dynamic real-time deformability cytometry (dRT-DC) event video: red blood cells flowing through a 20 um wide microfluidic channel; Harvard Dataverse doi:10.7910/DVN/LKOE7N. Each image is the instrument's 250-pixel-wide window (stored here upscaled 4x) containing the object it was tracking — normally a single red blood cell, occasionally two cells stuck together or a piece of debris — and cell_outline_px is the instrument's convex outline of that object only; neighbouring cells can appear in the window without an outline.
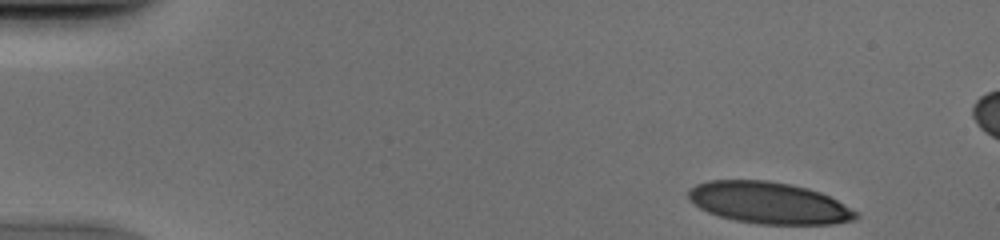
{"species": "human", "species_latin": "Homo sapiens", "temperature_condition": "cold", "stored_images_in_passage": 41, "camera_frame_rate_fps": 3000, "um_per_image_px": 0.085, "donor": {"sex": "male"}, "frame": {"image": 1, "passage_image": 1, "time_ms": 0.0, "image_size_px": [1000, 240], "cell_outline_px": [[860, 216], [856, 220], [832, 224], [756, 224], [736, 220], [720, 216], [708, 212], [700, 208], [688, 200], [688, 188], [696, 184], [708, 180], [768, 180], [808, 188], [820, 192], [836, 200], [856, 212]], "centroid_in_image_um": [65.32, 17.24], "position_along_channel_um": 19.7, "area_um2": 40.63}}
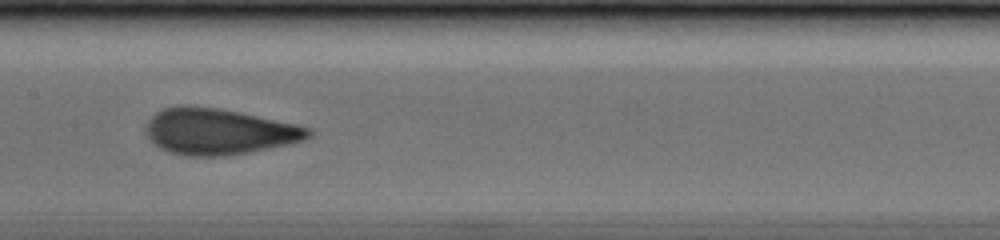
{"frame": {"image": 2, "passage_image": 22, "time_ms": 7.0, "image_size_px": [1000, 240], "cell_outline_px": [[312, 136], [304, 140], [288, 144], [228, 156], [188, 156], [172, 152], [160, 148], [152, 144], [144, 132], [144, 128], [148, 120], [160, 108], [220, 108], [296, 124], [312, 128]], "centroid_in_image_um": [18.6, 11.21], "position_along_channel_um": 188.8, "area_um2": 43.18}}
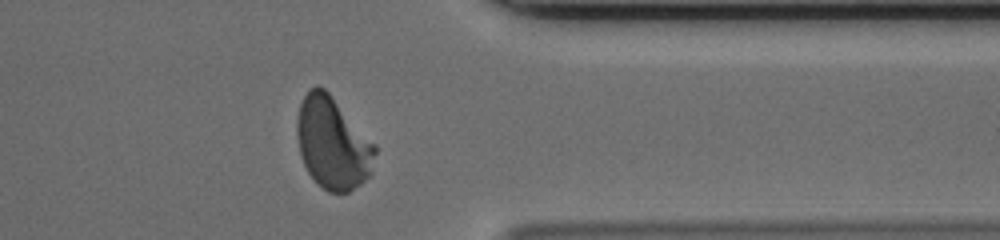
{"frame": {"image": 3, "passage_image": 37, "time_ms": 12.0, "image_size_px": [1000, 240], "cell_outline_px": [[376, 152], [372, 172], [360, 184], [348, 192], [328, 192], [316, 184], [308, 172], [300, 156], [296, 132], [296, 120], [300, 104], [304, 96], [316, 84], [324, 88], [328, 92], [376, 144]], "centroid_in_image_um": [28.27, 12.18], "position_along_channel_um": 383.1, "area_um2": 41.96}}